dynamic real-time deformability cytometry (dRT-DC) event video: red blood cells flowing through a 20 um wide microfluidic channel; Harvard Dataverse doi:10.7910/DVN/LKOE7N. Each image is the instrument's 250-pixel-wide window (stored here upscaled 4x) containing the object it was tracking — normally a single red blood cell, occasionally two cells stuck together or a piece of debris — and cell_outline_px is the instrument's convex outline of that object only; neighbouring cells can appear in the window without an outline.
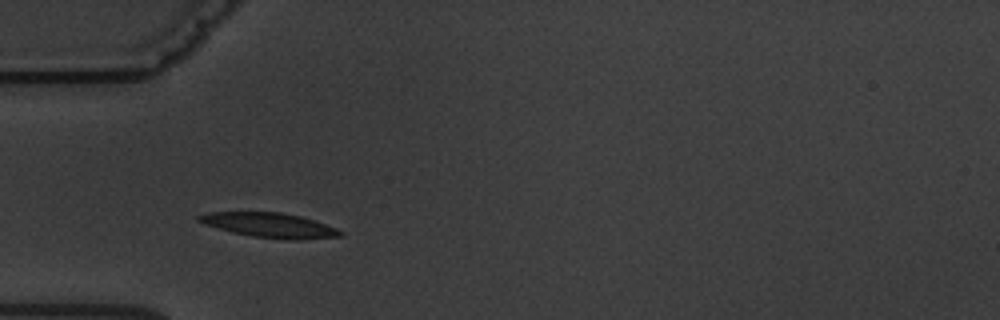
{"species": "common noctule bat (a hibernating species)", "species_latin": "Nyctalus noctula", "temperature_condition": "warm", "stored_images_in_passage": 3, "camera_frame_rate_fps": 3000, "um_per_image_px": 0.085, "animal": {"sex": "male", "body_mass_g": 19.5, "forearm_length_mm": 54.6}, "frame": {"image": 1, "passage_image": 2, "time_ms": 1.0, "image_size_px": [1000, 320], "cell_outline_px": [[344, 236], [300, 240], [292, 240], [252, 236], [232, 232], [204, 224], [196, 220], [196, 216], [208, 212], [280, 212], [300, 216], [316, 220], [336, 228], [344, 232]], "centroid_in_image_um": [22.95, 19.14], "position_along_channel_um": 62.1, "area_um2": 20.46}}
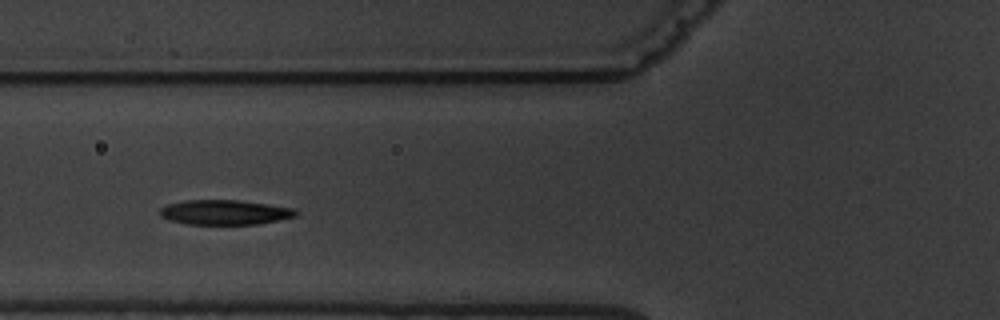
{"frame": {"image": 2, "passage_image": 3, "time_ms": 2.333, "image_size_px": [1000, 320], "cell_outline_px": [[300, 212], [296, 216], [280, 220], [256, 224], [184, 224], [168, 220], [160, 216], [160, 208], [168, 204], [184, 200], [240, 200], [296, 208]], "centroid_in_image_um": [19.13, 18.04], "position_along_channel_um": 106.7, "area_um2": 19.88}}